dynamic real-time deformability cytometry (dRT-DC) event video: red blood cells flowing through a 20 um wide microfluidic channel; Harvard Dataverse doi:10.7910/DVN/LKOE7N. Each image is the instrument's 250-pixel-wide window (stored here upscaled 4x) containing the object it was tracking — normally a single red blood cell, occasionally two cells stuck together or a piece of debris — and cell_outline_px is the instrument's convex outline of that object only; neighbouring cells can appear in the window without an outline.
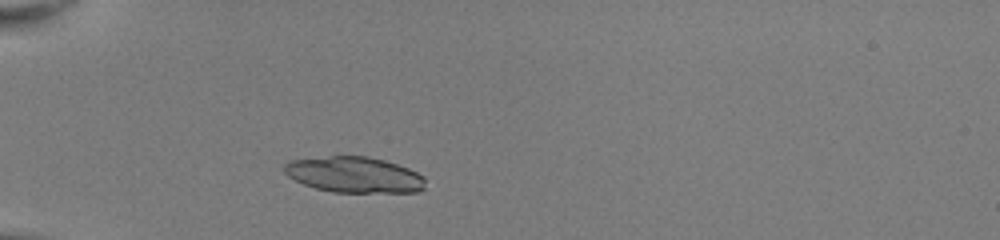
{"species": "common noctule bat (a hibernating species)", "species_latin": "Nyctalus noctula", "temperature_condition": "room temperature", "stored_images_in_passage": 35, "camera_frame_rate_fps": 3000, "um_per_image_px": 0.085, "animal": {"sex": "female", "body_mass_g": 22.0, "forearm_length_mm": 56.7}, "frame": {"image": 1, "passage_image": 1, "time_ms": 0.0, "image_size_px": [1000, 240], "cell_outline_px": [[424, 188], [420, 192], [332, 192], [316, 188], [304, 184], [288, 176], [284, 172], [284, 164], [292, 160], [328, 156], [368, 156], [384, 160], [408, 168], [424, 176]], "centroid_in_image_um": [30.12, 14.85], "position_along_channel_um": 54.9, "area_um2": 29.36}}
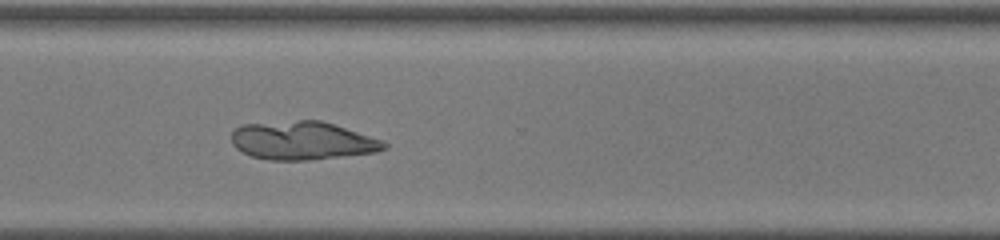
{"frame": {"image": 2, "passage_image": 24, "time_ms": 7.667, "image_size_px": [1000, 240], "cell_outline_px": [[388, 148], [376, 152], [308, 160], [268, 160], [252, 156], [236, 148], [232, 144], [232, 132], [240, 124], [300, 120], [320, 120], [380, 140], [388, 144]], "centroid_in_image_um": [25.66, 11.95], "position_along_channel_um": 344.9, "area_um2": 33.76}}
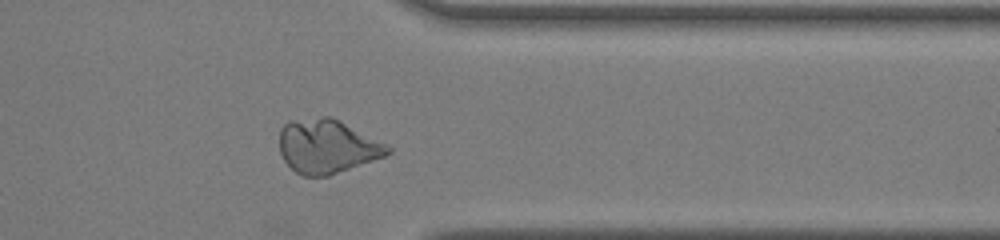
{"frame": {"image": 3, "passage_image": 27, "time_ms": 8.667, "image_size_px": [1000, 240], "cell_outline_px": [[392, 152], [384, 156], [328, 176], [300, 176], [284, 160], [280, 152], [280, 128], [288, 120], [324, 116], [328, 116], [392, 148]], "centroid_in_image_um": [27.73, 12.45], "position_along_channel_um": 383.7, "area_um2": 33.35}}